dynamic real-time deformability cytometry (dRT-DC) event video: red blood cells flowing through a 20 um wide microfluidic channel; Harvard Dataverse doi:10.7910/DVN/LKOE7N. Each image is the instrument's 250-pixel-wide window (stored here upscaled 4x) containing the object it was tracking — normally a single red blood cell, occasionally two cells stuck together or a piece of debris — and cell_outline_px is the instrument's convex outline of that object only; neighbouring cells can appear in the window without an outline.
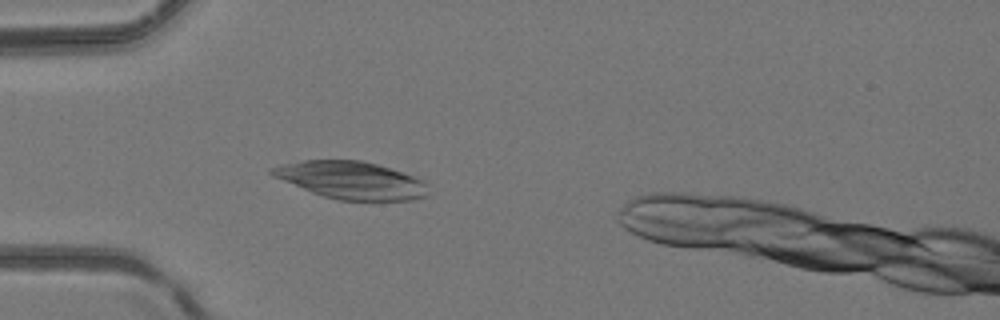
{"species": "common noctule bat (a hibernating species)", "species_latin": "Nyctalus noctula", "temperature_condition": "room temperature", "stored_images_in_passage": 25, "camera_frame_rate_fps": 3000, "um_per_image_px": 0.085, "animal": {"sex": "female", "body_mass_g": 24.6, "forearm_length_mm": 56.2}, "frame": {"image": 1, "passage_image": 4, "time_ms": 1.0, "image_size_px": [1000, 320], "cell_outline_px": [[428, 196], [412, 200], [340, 200], [324, 196], [312, 192], [272, 176], [268, 172], [268, 168], [284, 164], [304, 160], [360, 160], [376, 164], [424, 180], [428, 184]], "centroid_in_image_um": [29.86, 15.32], "position_along_channel_um": 55.1, "area_um2": 33.87}}
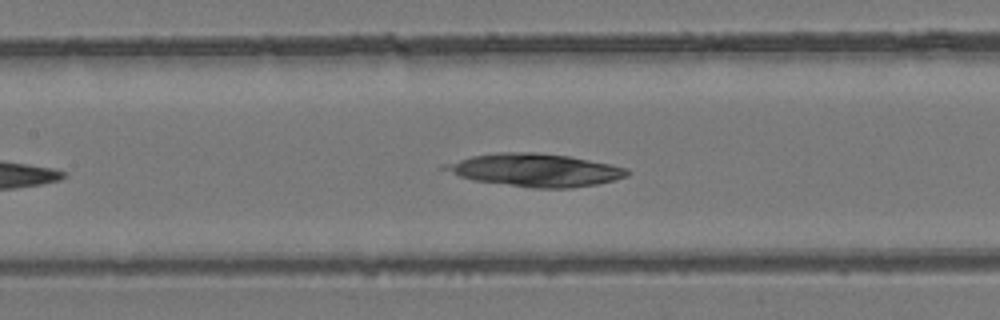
{"frame": {"image": 2, "passage_image": 12, "time_ms": 3.667, "image_size_px": [1000, 320], "cell_outline_px": [[632, 172], [628, 176], [596, 184], [572, 188], [532, 188], [472, 180], [460, 176], [440, 168], [444, 164], [472, 156], [496, 152], [536, 152], [568, 156], [612, 164], [628, 168]], "centroid_in_image_um": [45.52, 14.45], "position_along_channel_um": 161.9, "area_um2": 34.91}}
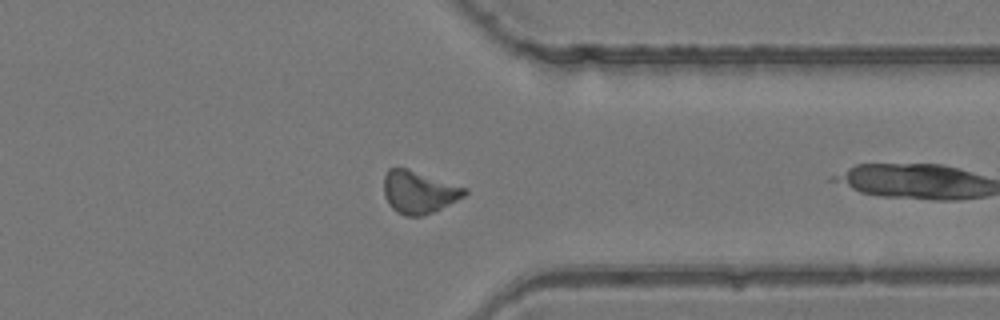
{"frame": {"image": 3, "passage_image": 24, "time_ms": 7.667, "image_size_px": [1000, 320], "cell_outline_px": [[468, 192], [464, 196], [424, 216], [404, 216], [396, 212], [388, 204], [384, 196], [384, 176], [388, 168], [408, 168], [468, 188]], "centroid_in_image_um": [35.58, 16.32], "position_along_channel_um": 375.8, "area_um2": 20.11}}